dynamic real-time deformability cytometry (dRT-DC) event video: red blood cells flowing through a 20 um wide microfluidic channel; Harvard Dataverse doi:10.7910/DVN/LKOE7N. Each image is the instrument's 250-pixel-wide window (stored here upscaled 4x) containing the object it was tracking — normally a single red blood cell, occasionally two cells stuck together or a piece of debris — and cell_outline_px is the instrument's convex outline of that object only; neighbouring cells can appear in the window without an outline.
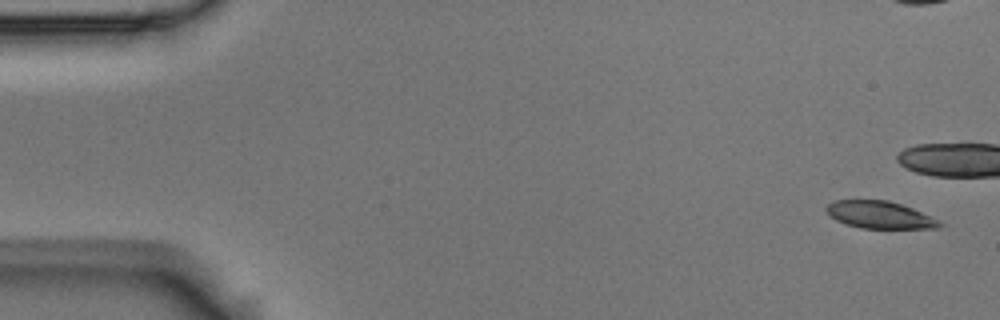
{"species": "Egyptian fruit bat (a non-hibernating species)", "species_latin": "Rousettus aegyptiacus", "temperature_condition": "room temperature", "stored_images_in_passage": 7, "camera_frame_rate_fps": 3000, "um_per_image_px": 0.085, "animal": {"sex": "male"}, "frame": {"image": 1, "passage_image": 1, "time_ms": 0.0, "image_size_px": [1000, 320], "cell_outline_px": [[948, 224], [940, 228], [860, 228], [836, 220], [824, 208], [832, 200], [888, 200], [912, 208], [932, 216]], "centroid_in_image_um": [74.85, 18.26], "position_along_channel_um": 10.2, "area_um2": 18.09}}